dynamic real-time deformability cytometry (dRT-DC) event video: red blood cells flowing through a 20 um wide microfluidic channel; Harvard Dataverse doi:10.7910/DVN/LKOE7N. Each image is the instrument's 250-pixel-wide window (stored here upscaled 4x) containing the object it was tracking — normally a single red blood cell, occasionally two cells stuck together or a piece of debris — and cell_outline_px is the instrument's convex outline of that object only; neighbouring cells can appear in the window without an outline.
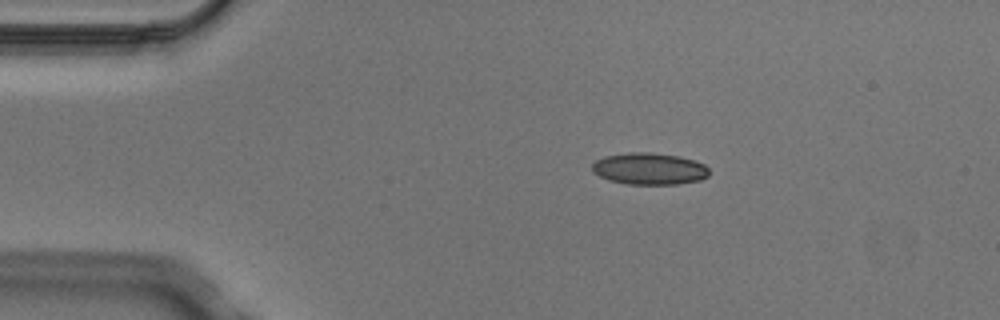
{"species": "Egyptian fruit bat (a non-hibernating species)", "species_latin": "Rousettus aegyptiacus", "temperature_condition": "cold", "stored_images_in_passage": 3, "camera_frame_rate_fps": 3000, "um_per_image_px": 0.085, "animal": {"sex": "male"}, "frame": {"image": 1, "passage_image": 2, "time_ms": 0.333, "image_size_px": [1000, 320], "cell_outline_px": [[708, 176], [700, 180], [676, 184], [628, 184], [608, 180], [592, 172], [592, 164], [596, 160], [604, 156], [632, 152], [648, 152], [680, 156], [696, 160], [704, 164], [708, 168]], "centroid_in_image_um": [55.19, 14.34], "position_along_channel_um": 29.8, "area_um2": 21.73}}